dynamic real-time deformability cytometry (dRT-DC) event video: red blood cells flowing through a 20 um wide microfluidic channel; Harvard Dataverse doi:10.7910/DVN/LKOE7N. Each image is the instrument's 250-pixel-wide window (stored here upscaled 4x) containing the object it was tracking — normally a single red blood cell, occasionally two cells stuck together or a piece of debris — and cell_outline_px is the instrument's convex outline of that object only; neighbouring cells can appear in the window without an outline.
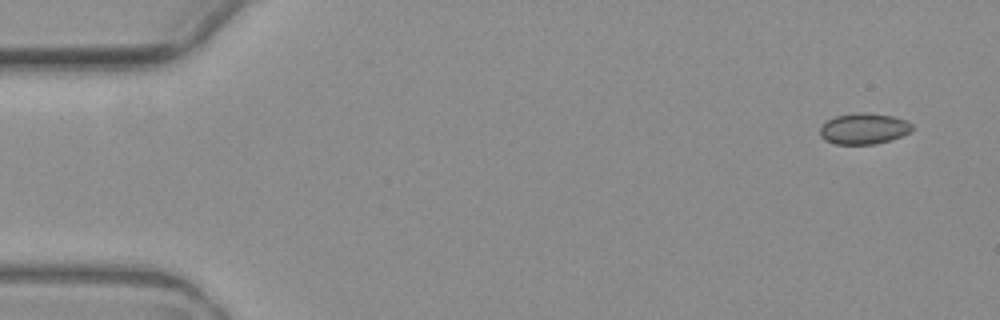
{"species": "common noctule bat (a hibernating species)", "species_latin": "Nyctalus noctula", "temperature_condition": "warm", "stored_images_in_passage": 3, "camera_frame_rate_fps": 3000, "um_per_image_px": 0.085, "animal": {"sex": "female", "body_mass_g": 19.3, "forearm_length_mm": 54.1}, "frame": {"image": 1, "passage_image": 1, "time_ms": 0.0, "image_size_px": [1000, 320], "cell_outline_px": [[912, 128], [908, 132], [900, 136], [888, 140], [872, 144], [836, 144], [824, 140], [820, 136], [820, 128], [828, 120], [836, 116], [856, 112], [864, 112], [892, 116], [904, 120], [912, 124]], "centroid_in_image_um": [73.38, 10.93], "position_along_channel_um": 11.6, "area_um2": 16.36}}